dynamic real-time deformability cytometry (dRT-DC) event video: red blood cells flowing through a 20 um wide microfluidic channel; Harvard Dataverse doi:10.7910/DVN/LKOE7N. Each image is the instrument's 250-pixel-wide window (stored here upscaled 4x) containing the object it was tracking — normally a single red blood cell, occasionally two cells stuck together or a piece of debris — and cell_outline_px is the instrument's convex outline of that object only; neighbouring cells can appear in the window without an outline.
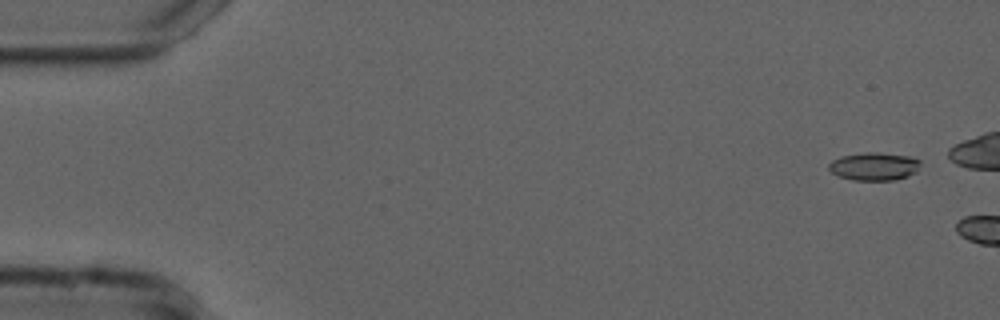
{"species": "common noctule bat (a hibernating species)", "species_latin": "Nyctalus noctula", "temperature_condition": "cold", "stored_images_in_passage": 5, "camera_frame_rate_fps": 3000, "um_per_image_px": 0.085, "animal": {"sex": "male", "forearm_length_mm": 52.5}, "frame": {"image": 1, "passage_image": 3, "time_ms": 0.667, "image_size_px": [1000, 320], "cell_outline_px": [[920, 164], [916, 172], [908, 176], [896, 180], [852, 180], [840, 176], [832, 172], [828, 168], [828, 164], [832, 160], [840, 156], [868, 152], [876, 152], [912, 156], [920, 160]], "centroid_in_image_um": [74.32, 14.14], "position_along_channel_um": 10.7, "area_um2": 15.03}}